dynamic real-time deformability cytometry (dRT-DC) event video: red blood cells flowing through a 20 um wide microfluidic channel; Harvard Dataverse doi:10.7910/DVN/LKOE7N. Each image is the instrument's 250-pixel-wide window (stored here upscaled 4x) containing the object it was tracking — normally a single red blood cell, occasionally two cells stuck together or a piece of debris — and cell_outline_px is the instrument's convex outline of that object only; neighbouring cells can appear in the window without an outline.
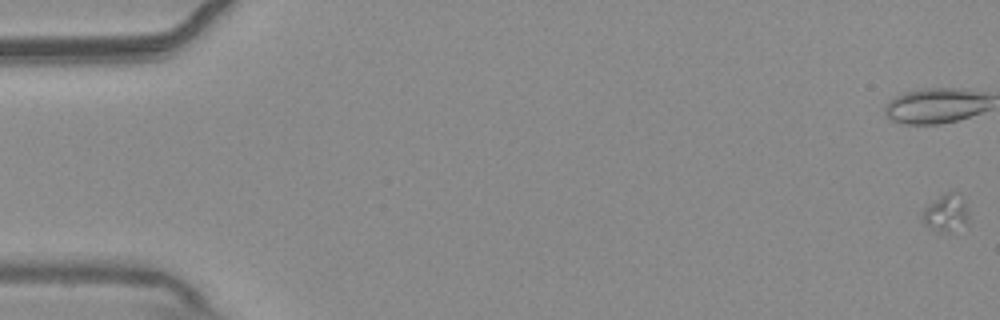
{"species": "common noctule bat (a hibernating species)", "species_latin": "Nyctalus noctula", "temperature_condition": "warm", "stored_images_in_passage": 55, "segment_of_instrument_passage": [1, 2], "camera_frame_rate_fps": 3000, "um_per_image_px": 0.085, "animal": {"sex": "male", "body_mass_g": 20.4}, "frame": {"image": 1, "passage_image": 1, "time_ms": 0.0, "image_size_px": [1000, 320], "cell_outline_px": [[968, 224], [948, 232], [936, 232], [924, 224], [920, 220], [920, 216], [924, 208], [928, 204], [940, 196], [948, 192], [952, 192], [964, 200], [968, 212]], "centroid_in_image_um": [80.37, 18.14], "position_along_channel_um": 4.6, "area_um2": 10.12}}